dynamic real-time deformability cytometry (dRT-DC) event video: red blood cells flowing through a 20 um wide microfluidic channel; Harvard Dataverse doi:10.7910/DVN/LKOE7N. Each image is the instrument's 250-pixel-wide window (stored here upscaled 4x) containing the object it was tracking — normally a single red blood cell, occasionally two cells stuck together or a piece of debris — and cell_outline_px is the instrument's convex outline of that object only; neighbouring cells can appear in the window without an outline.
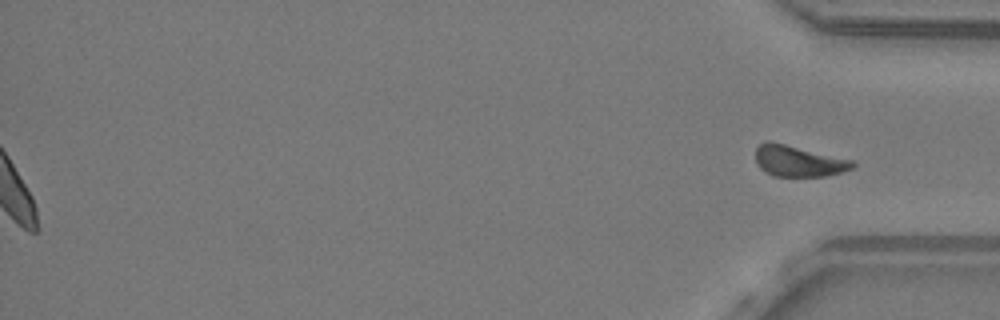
{"species": "common noctule bat (a hibernating species)", "species_latin": "Nyctalus noctula", "temperature_condition": "warm", "stored_images_in_passage": 47, "segment_of_instrument_passage": [2, 2], "camera_frame_rate_fps": 3000, "um_per_image_px": 0.085, "animal": {"sex": "male", "body_mass_g": 19.2, "forearm_length_mm": 51.8}, "frame": {"image": 1, "passage_image": 47, "time_ms": 15.333, "image_size_px": [1000, 320], "cell_outline_px": [[856, 164], [852, 168], [840, 172], [824, 176], [772, 176], [764, 172], [760, 168], [756, 160], [756, 148], [764, 140], [772, 140], [852, 160]], "centroid_in_image_um": [67.82, 13.67], "position_along_channel_um": 367.4, "area_um2": 17.69}}